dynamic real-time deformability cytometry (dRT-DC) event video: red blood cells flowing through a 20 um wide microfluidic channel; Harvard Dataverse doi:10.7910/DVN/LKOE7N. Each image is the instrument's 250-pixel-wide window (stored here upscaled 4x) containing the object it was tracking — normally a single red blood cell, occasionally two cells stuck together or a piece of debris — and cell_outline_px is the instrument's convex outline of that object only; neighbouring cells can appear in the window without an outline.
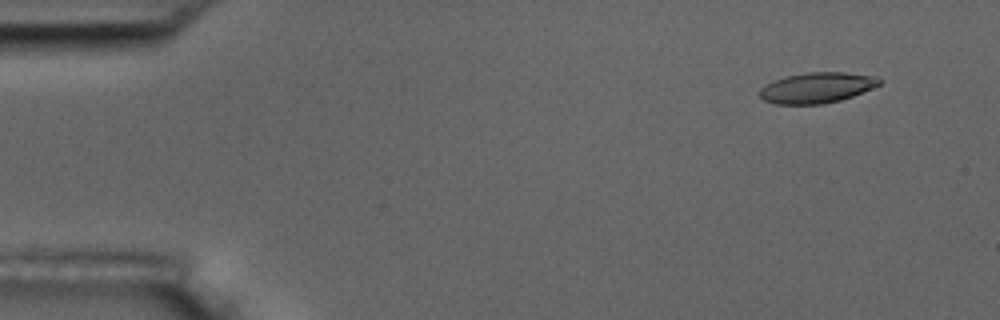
{"species": "common noctule bat (a hibernating species)", "species_latin": "Nyctalus noctula", "temperature_condition": "room temperature", "stored_images_in_passage": 5, "camera_frame_rate_fps": 3000, "um_per_image_px": 0.085, "animal": {"sex": "male", "body_mass_g": 17.5, "forearm_length_mm": 52.3}, "frame": {"image": 1, "passage_image": 2, "time_ms": 1.333, "image_size_px": [1000, 320], "cell_outline_px": [[884, 80], [880, 84], [852, 96], [840, 100], [824, 104], [776, 104], [764, 100], [760, 96], [760, 88], [772, 80], [784, 76], [808, 72], [844, 72], [876, 76]], "centroid_in_image_um": [69.42, 7.44], "position_along_channel_um": 15.6, "area_um2": 21.39}}
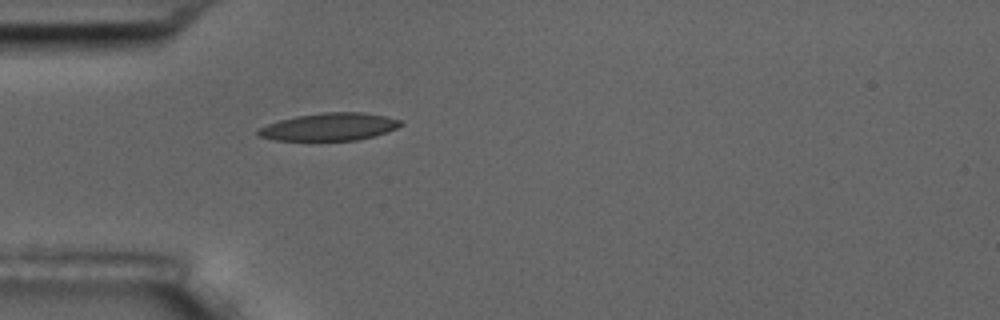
{"frame": {"image": 2, "passage_image": 5, "time_ms": 5.333, "image_size_px": [1000, 320], "cell_outline_px": [[404, 124], [396, 128], [376, 136], [356, 140], [276, 140], [256, 136], [256, 128], [280, 120], [296, 116], [324, 112], [364, 112], [388, 116], [404, 120]], "centroid_in_image_um": [28.02, 10.77], "position_along_channel_um": 57.0, "area_um2": 23.18}}